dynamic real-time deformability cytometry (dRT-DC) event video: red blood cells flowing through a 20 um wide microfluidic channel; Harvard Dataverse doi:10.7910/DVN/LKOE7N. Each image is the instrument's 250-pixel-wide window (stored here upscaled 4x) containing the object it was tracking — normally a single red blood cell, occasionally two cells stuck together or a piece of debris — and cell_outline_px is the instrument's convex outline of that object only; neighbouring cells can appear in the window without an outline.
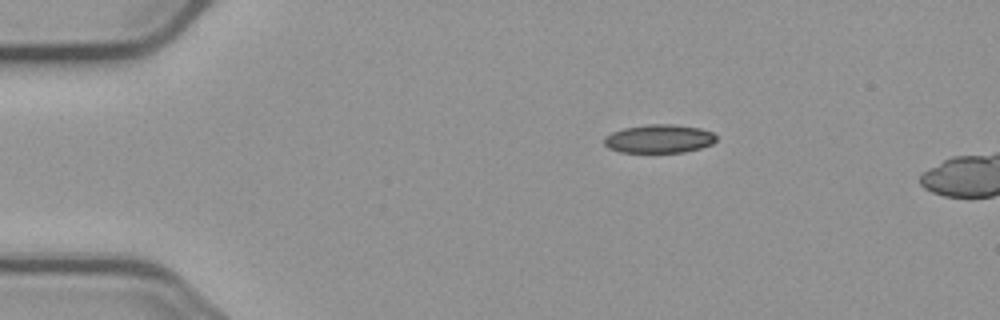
{"species": "common noctule bat (a hibernating species)", "species_latin": "Nyctalus noctula", "temperature_condition": "cold", "stored_images_in_passage": 3, "camera_frame_rate_fps": 3000, "um_per_image_px": 0.085, "animal": {"sex": "male", "body_mass_g": 23.1, "forearm_length_mm": 52.7}, "frame": {"image": 1, "passage_image": 1, "time_ms": 0.0, "image_size_px": [1000, 320], "cell_outline_px": [[716, 140], [712, 144], [700, 148], [684, 152], [620, 152], [608, 148], [604, 144], [604, 136], [612, 132], [624, 128], [648, 124], [672, 124], [700, 128], [712, 132], [716, 136]], "centroid_in_image_um": [56.01, 11.79], "position_along_channel_um": 29.0, "area_um2": 18.61}}